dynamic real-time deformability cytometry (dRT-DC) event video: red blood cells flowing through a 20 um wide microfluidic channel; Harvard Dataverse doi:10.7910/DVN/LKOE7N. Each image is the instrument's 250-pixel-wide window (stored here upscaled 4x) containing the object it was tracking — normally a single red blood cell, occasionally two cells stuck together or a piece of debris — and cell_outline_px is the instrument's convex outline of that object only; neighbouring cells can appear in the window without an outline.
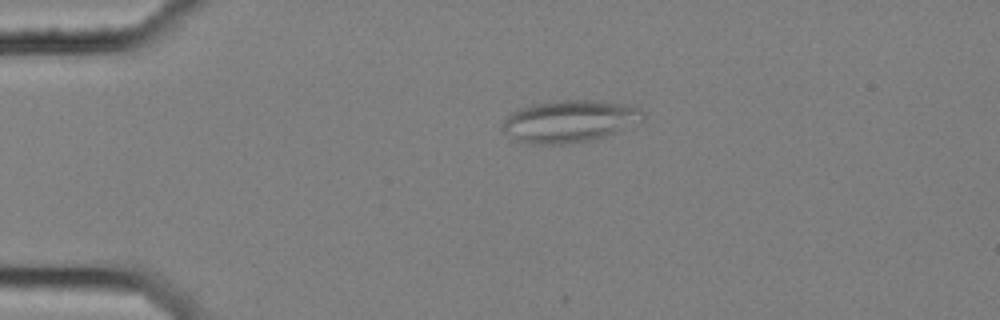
{"species": "common noctule bat (a hibernating species)", "species_latin": "Nyctalus noctula", "temperature_condition": "cold", "stored_images_in_passage": 48, "segment_of_instrument_passage": [1, 2], "camera_frame_rate_fps": 3000, "um_per_image_px": 0.085, "animal": {"sex": "female", "body_mass_g": 25.1}, "frame": {"image": 1, "passage_image": 4, "time_ms": 1.0, "image_size_px": [1000, 320], "cell_outline_px": [[644, 120], [604, 136], [588, 140], [568, 144], [528, 144], [516, 140], [504, 132], [504, 120], [512, 112], [520, 108], [532, 104], [552, 100], [596, 100], [628, 104], [640, 108], [644, 112]], "centroid_in_image_um": [48.42, 10.29], "position_along_channel_um": 36.6, "area_um2": 34.45}}